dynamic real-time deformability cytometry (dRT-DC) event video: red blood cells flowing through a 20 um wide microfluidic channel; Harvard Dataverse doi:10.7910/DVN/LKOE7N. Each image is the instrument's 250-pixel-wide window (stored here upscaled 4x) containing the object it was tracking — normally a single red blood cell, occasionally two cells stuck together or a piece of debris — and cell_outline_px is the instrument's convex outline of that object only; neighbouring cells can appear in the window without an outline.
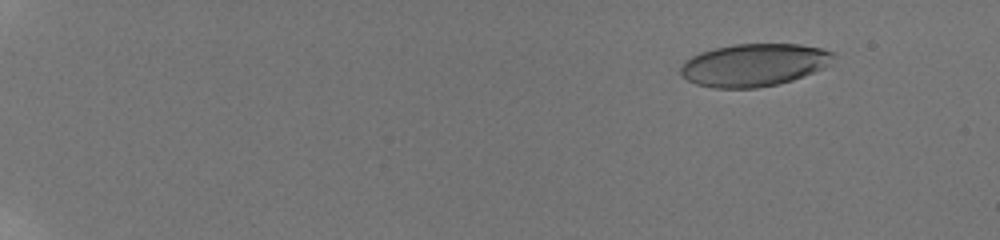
{"species": "human", "species_latin": "Homo sapiens", "temperature_condition": "room temperature", "stored_images_in_passage": 13, "camera_frame_rate_fps": 3000, "um_per_image_px": 0.085, "donor": {"sex": "male"}, "frame": {"image": 1, "passage_image": 4, "time_ms": 2.333, "image_size_px": [1000, 240], "cell_outline_px": [[836, 56], [832, 64], [824, 68], [804, 76], [792, 80], [776, 84], [756, 88], [716, 88], [696, 84], [680, 76], [680, 68], [692, 56], [700, 52], [732, 44], [800, 44], [820, 48], [832, 52]], "centroid_in_image_um": [64.12, 5.52], "position_along_channel_um": 20.9, "area_um2": 37.97}}
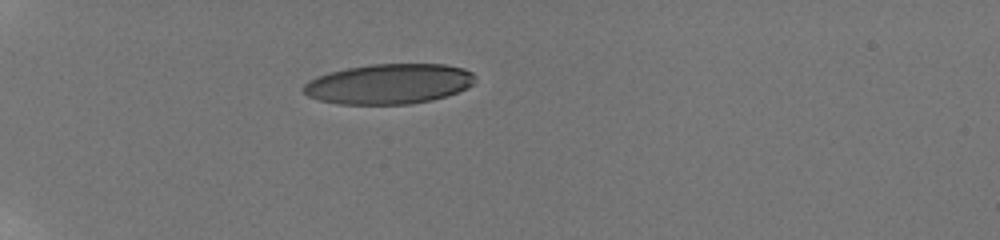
{"frame": {"image": 2, "passage_image": 9, "time_ms": 6.667, "image_size_px": [1000, 240], "cell_outline_px": [[476, 80], [468, 88], [432, 100], [408, 104], [340, 104], [320, 100], [308, 96], [300, 88], [308, 80], [316, 76], [328, 72], [348, 68], [372, 64], [444, 64], [464, 68], [472, 72], [476, 76]], "centroid_in_image_um": [33.05, 7.12], "position_along_channel_um": 51.9, "area_um2": 40.29}}